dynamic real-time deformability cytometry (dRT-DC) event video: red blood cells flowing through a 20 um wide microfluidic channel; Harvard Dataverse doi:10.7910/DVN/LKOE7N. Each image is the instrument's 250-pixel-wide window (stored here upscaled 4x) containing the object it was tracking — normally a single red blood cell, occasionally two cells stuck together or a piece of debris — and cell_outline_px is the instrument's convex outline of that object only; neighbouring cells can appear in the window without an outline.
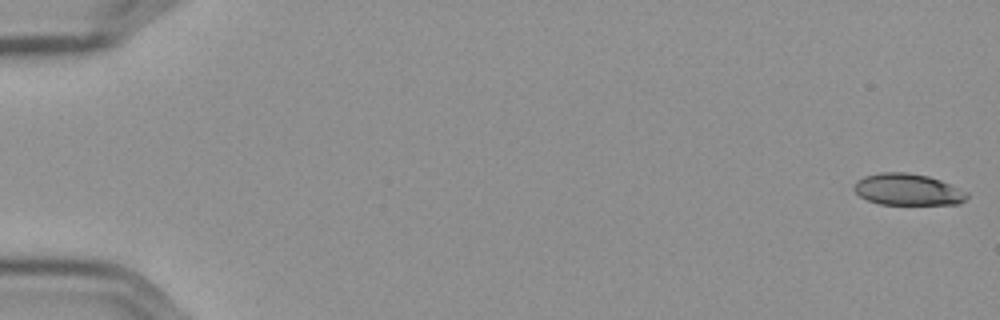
{"species": "Egyptian fruit bat (a non-hibernating species)", "species_latin": "Rousettus aegyptiacus", "temperature_condition": "cold", "stored_images_in_passage": 56, "camera_frame_rate_fps": 3000, "um_per_image_px": 0.085, "frame": {"image": 1, "passage_image": 1, "time_ms": 0.0, "image_size_px": [1000, 320], "cell_outline_px": [[968, 196], [960, 204], [880, 204], [868, 200], [860, 196], [852, 188], [856, 180], [864, 176], [880, 172], [908, 172], [928, 176], [940, 180], [968, 192]], "centroid_in_image_um": [77.14, 16.1], "position_along_channel_um": 7.9, "area_um2": 20.81}}
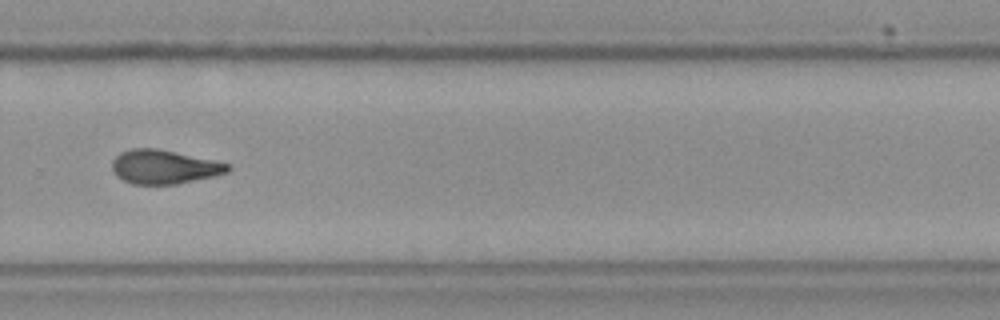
{"frame": {"image": 2, "passage_image": 40, "time_ms": 13.0, "image_size_px": [1000, 320], "cell_outline_px": [[232, 168], [228, 172], [212, 176], [176, 184], [132, 184], [116, 176], [112, 168], [112, 160], [120, 152], [132, 148], [156, 148], [228, 164]], "centroid_in_image_um": [13.89, 14.19], "position_along_channel_um": 315.9, "area_um2": 22.48}}
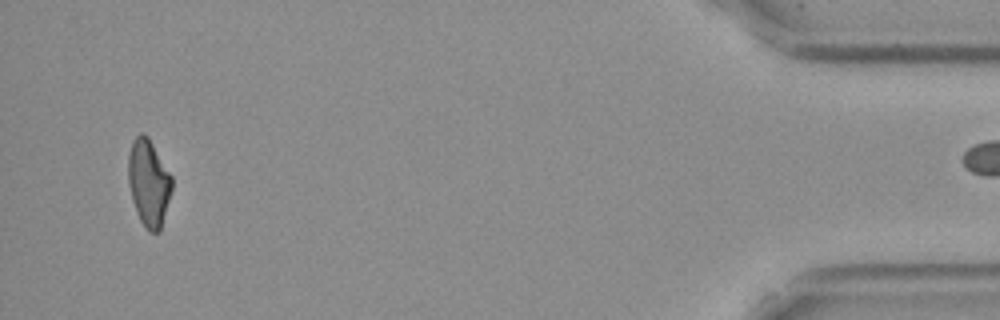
{"frame": {"image": 3, "passage_image": 55, "time_ms": 18.0, "image_size_px": [1000, 320], "cell_outline_px": [[172, 188], [160, 232], [148, 232], [144, 228], [140, 220], [132, 200], [128, 184], [128, 156], [132, 140], [140, 132], [148, 136], [172, 176]], "centroid_in_image_um": [12.63, 15.54], "position_along_channel_um": 422.6, "area_um2": 22.2}}